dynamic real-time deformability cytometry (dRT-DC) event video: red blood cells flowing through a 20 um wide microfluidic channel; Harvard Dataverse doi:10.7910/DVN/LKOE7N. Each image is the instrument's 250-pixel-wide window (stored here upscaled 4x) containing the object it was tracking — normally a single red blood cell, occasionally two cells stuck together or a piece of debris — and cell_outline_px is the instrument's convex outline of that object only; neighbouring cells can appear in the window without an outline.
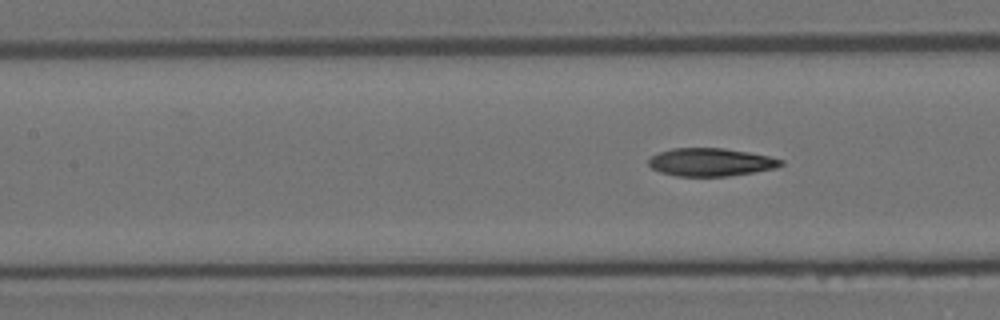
{"species": "Egyptian fruit bat (a non-hibernating species)", "species_latin": "Rousettus aegyptiacus", "temperature_condition": "room temperature", "stored_images_in_passage": 7, "segment_of_instrument_passage": [2, 2], "camera_frame_rate_fps": 3000, "um_per_image_px": 0.085, "animal": {"sex": "female"}, "frame": {"image": 1, "passage_image": 7, "time_ms": 2.0, "image_size_px": [1000, 320], "cell_outline_px": [[784, 164], [776, 168], [728, 176], [676, 176], [660, 172], [652, 168], [648, 164], [648, 160], [652, 156], [660, 152], [672, 148], [724, 148], [748, 152], [768, 156], [784, 160]], "centroid_in_image_um": [60.41, 13.78], "position_along_channel_um": 147.0, "area_um2": 21.5}}